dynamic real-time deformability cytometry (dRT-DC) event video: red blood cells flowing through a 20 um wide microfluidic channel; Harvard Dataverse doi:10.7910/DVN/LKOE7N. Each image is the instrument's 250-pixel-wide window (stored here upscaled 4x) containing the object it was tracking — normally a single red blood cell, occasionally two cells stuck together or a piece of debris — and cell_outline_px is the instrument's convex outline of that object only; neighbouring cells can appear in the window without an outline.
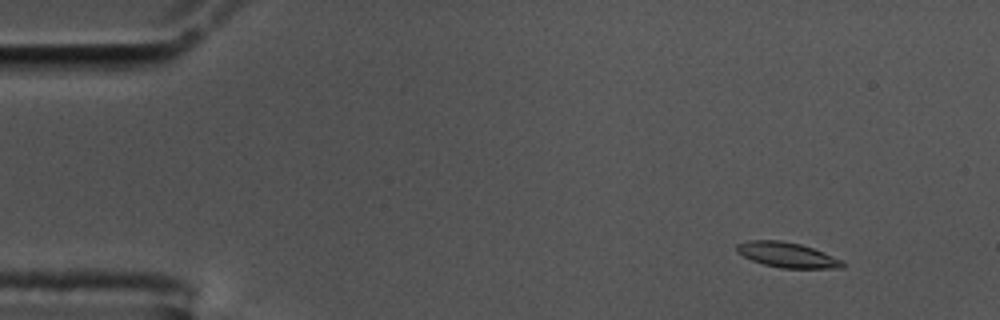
{"species": "common noctule bat (a hibernating species)", "species_latin": "Nyctalus noctula", "temperature_condition": "cold", "stored_images_in_passage": 52, "camera_frame_rate_fps": 3000, "um_per_image_px": 0.085, "animal": {"sex": "male", "body_mass_g": 17.5, "forearm_length_mm": 52.3}, "frame": {"image": 1, "passage_image": 1, "time_ms": 0.0, "image_size_px": [1000, 320], "cell_outline_px": [[844, 268], [780, 268], [764, 264], [752, 260], [736, 252], [736, 244], [748, 240], [780, 240], [800, 244], [824, 252], [844, 260]], "centroid_in_image_um": [66.92, 21.66], "position_along_channel_um": 18.1, "area_um2": 15.55}}
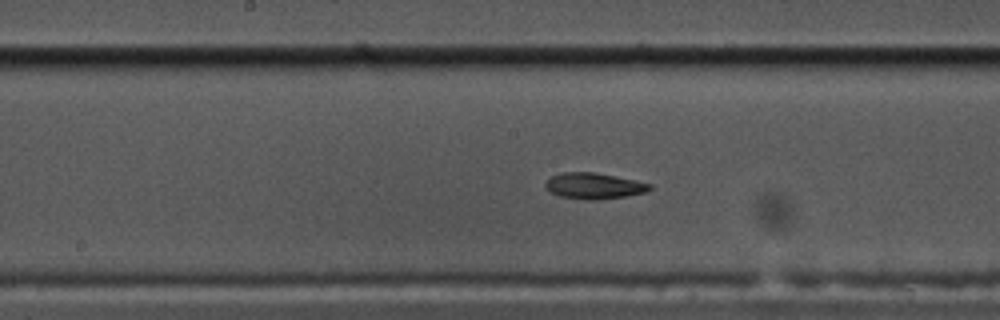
{"frame": {"image": 2, "passage_image": 24, "time_ms": 7.667, "image_size_px": [1000, 320], "cell_outline_px": [[652, 188], [648, 192], [628, 196], [600, 200], [588, 200], [560, 196], [544, 188], [544, 184], [552, 176], [564, 172], [592, 172], [652, 184]], "centroid_in_image_um": [50.5, 15.82], "position_along_channel_um": 197.7, "area_um2": 15.72}}
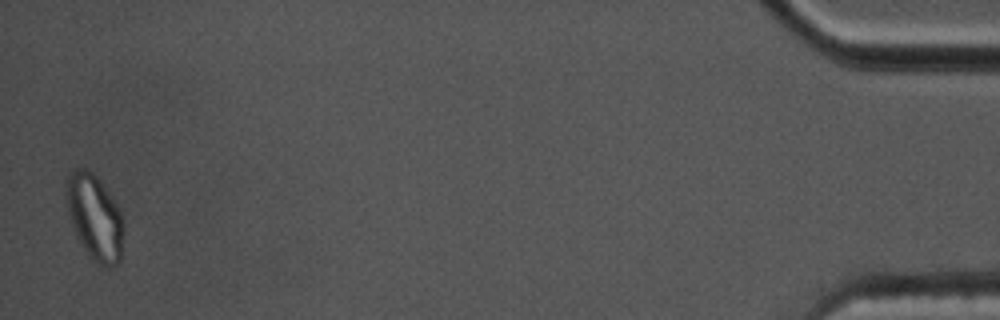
{"frame": {"image": 3, "passage_image": 51, "time_ms": 16.667, "image_size_px": [1000, 320], "cell_outline_px": [[124, 228], [120, 260], [112, 268], [100, 268], [88, 256], [80, 244], [72, 228], [68, 212], [64, 192], [68, 176], [76, 168], [84, 168], [92, 172], [100, 180], [124, 216]], "centroid_in_image_um": [8.05, 18.52], "position_along_channel_um": 427.2, "area_um2": 29.25}, "authors_computed_cell_mechanics": {"area_um2": 15.8083, "velocity_mm_per_s": 3.5619, "shape_relaxation_time_tau1_ms": 5.5104, "shape_relaxation_time_tau2_ms": 2.4982, "deformation_change_tau1": 0.2024, "deformation_change_tau2": 0.0927}}